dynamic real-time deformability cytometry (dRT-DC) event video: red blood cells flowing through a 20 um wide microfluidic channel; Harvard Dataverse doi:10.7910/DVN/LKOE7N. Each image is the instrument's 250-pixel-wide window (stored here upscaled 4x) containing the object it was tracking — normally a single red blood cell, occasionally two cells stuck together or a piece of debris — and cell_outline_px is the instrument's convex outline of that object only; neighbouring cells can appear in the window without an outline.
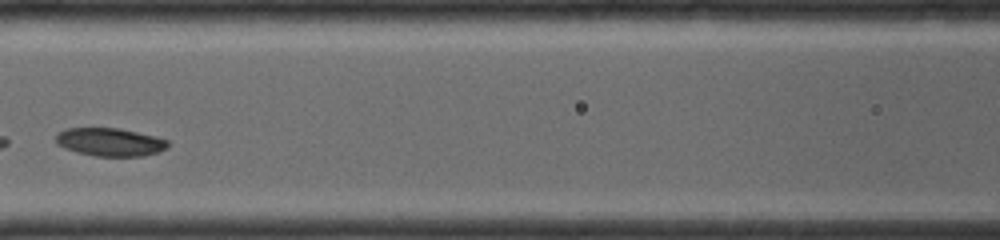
{"species": "common noctule bat (a hibernating species)", "species_latin": "Nyctalus noctula", "temperature_condition": "room temperature", "stored_images_in_passage": 20, "camera_frame_rate_fps": 4000, "um_per_image_px": 0.085, "animal": {"sex": "female", "body_mass_g": 19.0, "forearm_length_mm": 56.7}, "frame": {"image": 1, "passage_image": 6, "time_ms": 2.0, "image_size_px": [1000, 240], "cell_outline_px": [[172, 144], [168, 148], [160, 152], [144, 156], [96, 156], [76, 152], [64, 148], [56, 144], [56, 136], [60, 132], [68, 128], [116, 128], [156, 136], [168, 140]], "centroid_in_image_um": [9.41, 12.08], "position_along_channel_um": 157.2, "area_um2": 18.5}}